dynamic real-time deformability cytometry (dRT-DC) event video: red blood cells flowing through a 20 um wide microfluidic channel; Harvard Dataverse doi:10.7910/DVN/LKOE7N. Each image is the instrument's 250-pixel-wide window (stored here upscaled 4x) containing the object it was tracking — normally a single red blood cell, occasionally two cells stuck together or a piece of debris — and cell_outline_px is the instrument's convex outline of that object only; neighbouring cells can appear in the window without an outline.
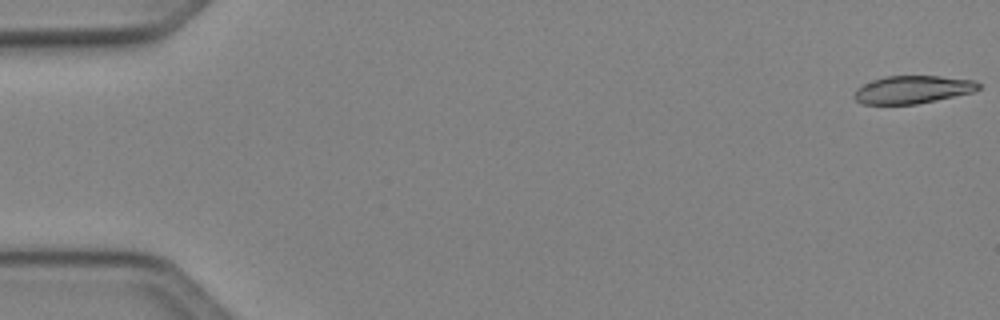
{"species": "Egyptian fruit bat (a non-hibernating species)", "species_latin": "Rousettus aegyptiacus", "temperature_condition": "cold", "stored_images_in_passage": 50, "camera_frame_rate_fps": 3000, "um_per_image_px": 0.085, "animal": {"sex": "female"}, "frame": {"image": 1, "passage_image": 1, "time_ms": 0.0, "image_size_px": [1000, 320], "cell_outline_px": [[980, 88], [972, 92], [916, 104], [864, 104], [856, 100], [852, 96], [856, 88], [872, 80], [888, 76], [940, 76], [972, 80], [980, 84]], "centroid_in_image_um": [77.53, 7.61], "position_along_channel_um": 7.5, "area_um2": 19.94}}
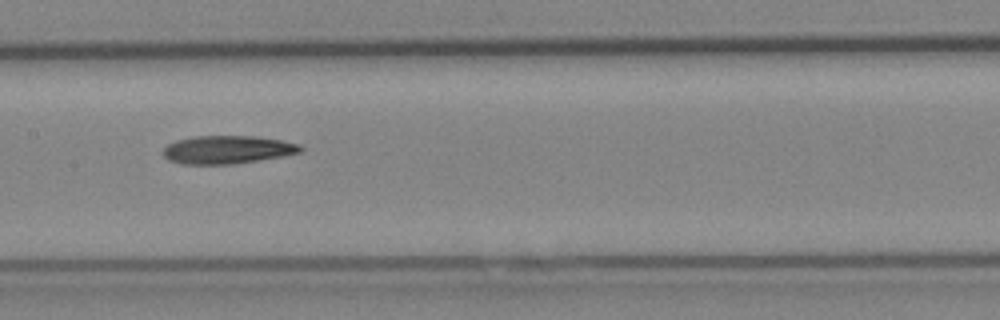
{"frame": {"image": 2, "passage_image": 25, "time_ms": 8.0, "image_size_px": [1000, 320], "cell_outline_px": [[304, 148], [300, 152], [280, 156], [232, 164], [180, 164], [168, 160], [164, 156], [164, 148], [168, 144], [176, 140], [192, 136], [256, 136], [280, 140], [300, 144]], "centroid_in_image_um": [19.29, 12.71], "position_along_channel_um": 188.1, "area_um2": 22.37}}
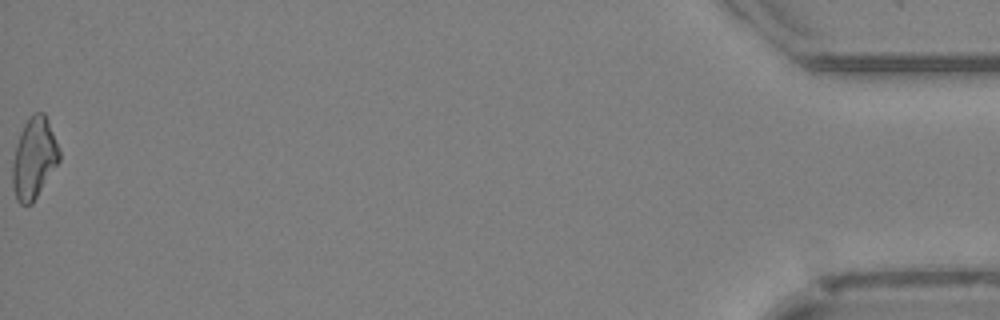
{"frame": {"image": 3, "passage_image": 50, "time_ms": 16.333, "image_size_px": [1000, 320], "cell_outline_px": [[60, 160], [32, 204], [20, 204], [16, 200], [12, 184], [12, 160], [16, 144], [20, 132], [28, 116], [32, 112], [44, 112], [60, 152]], "centroid_in_image_um": [2.86, 13.45], "position_along_channel_um": 432.3, "area_um2": 22.08}}